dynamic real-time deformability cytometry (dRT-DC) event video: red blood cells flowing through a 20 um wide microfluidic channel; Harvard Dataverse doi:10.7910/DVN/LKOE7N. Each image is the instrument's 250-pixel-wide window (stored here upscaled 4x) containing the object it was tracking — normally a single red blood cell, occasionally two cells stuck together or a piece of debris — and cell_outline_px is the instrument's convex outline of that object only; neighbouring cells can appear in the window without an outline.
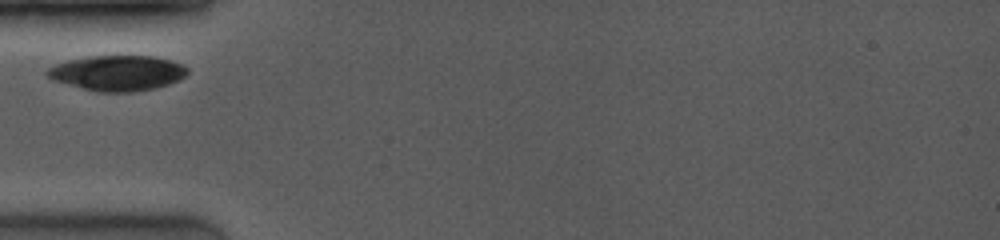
{"species": "common noctule bat (a hibernating species)", "species_latin": "Nyctalus noctula", "temperature_condition": "room temperature", "stored_images_in_passage": 35, "camera_frame_rate_fps": 4000, "um_per_image_px": 0.085, "animal": {"sex": "female", "body_mass_g": 19.0, "forearm_length_mm": 53.3}, "frame": {"image": 1, "passage_image": 1, "time_ms": 0.0, "image_size_px": [1000, 240], "cell_outline_px": [[188, 72], [184, 76], [168, 84], [152, 88], [132, 92], [100, 92], [84, 88], [56, 80], [48, 76], [44, 72], [48, 68], [56, 64], [68, 60], [88, 56], [152, 56], [168, 60], [180, 64], [188, 68]], "centroid_in_image_um": [9.97, 6.19], "position_along_channel_um": 75.0, "area_um2": 28.26}}
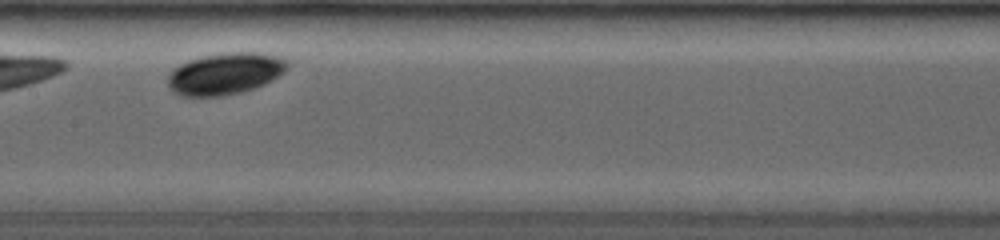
{"frame": {"image": 2, "passage_image": 9, "time_ms": 3.0, "image_size_px": [1000, 240], "cell_outline_px": [[288, 68], [284, 72], [264, 84], [240, 92], [224, 96], [184, 96], [176, 92], [168, 84], [168, 76], [180, 64], [188, 60], [204, 56], [228, 52], [252, 52], [276, 56], [284, 60], [288, 64]], "centroid_in_image_um": [19.14, 6.26], "position_along_channel_um": 188.3, "area_um2": 28.44}}
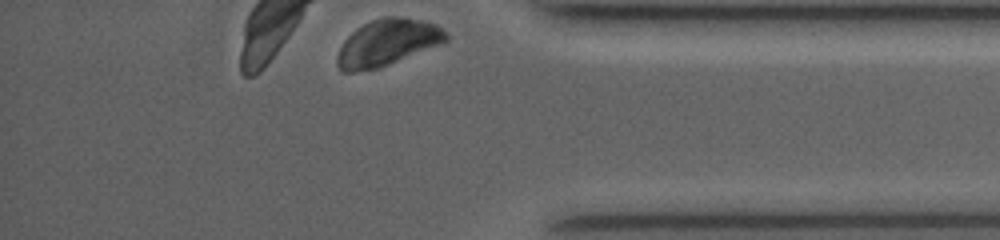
{"frame": {"image": 3, "passage_image": 34, "time_ms": 8.75, "image_size_px": [1000, 240], "cell_outline_px": [[448, 40], [388, 64], [376, 68], [352, 72], [340, 72], [336, 64], [336, 56], [344, 40], [356, 28], [372, 20], [384, 16], [396, 16], [420, 20], [436, 24], [448, 32]], "centroid_in_image_um": [32.88, 3.61], "position_along_channel_um": 402.3, "area_um2": 29.07}}